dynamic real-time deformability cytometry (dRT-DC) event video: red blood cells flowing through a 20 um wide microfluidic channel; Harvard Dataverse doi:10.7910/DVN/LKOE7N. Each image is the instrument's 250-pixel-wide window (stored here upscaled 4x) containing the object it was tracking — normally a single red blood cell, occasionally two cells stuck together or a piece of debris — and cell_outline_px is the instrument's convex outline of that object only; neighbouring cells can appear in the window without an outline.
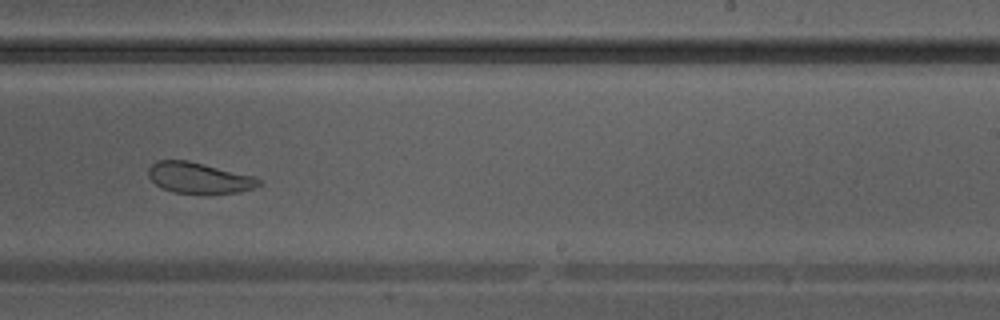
{"species": "Egyptian fruit bat (a non-hibernating species)", "species_latin": "Rousettus aegyptiacus", "temperature_condition": "warm", "stored_images_in_passage": 37, "camera_frame_rate_fps": 3000, "um_per_image_px": 0.085, "animal": {"sex": "male"}, "frame": {"image": 1, "passage_image": 21, "time_ms": 6.667, "image_size_px": [1000, 320], "cell_outline_px": [[264, 180], [260, 184], [252, 188], [240, 192], [208, 196], [172, 192], [156, 184], [148, 176], [148, 168], [156, 160], [188, 160], [256, 176]], "centroid_in_image_um": [16.96, 15.15], "position_along_channel_um": 272.0, "area_um2": 20.63}}